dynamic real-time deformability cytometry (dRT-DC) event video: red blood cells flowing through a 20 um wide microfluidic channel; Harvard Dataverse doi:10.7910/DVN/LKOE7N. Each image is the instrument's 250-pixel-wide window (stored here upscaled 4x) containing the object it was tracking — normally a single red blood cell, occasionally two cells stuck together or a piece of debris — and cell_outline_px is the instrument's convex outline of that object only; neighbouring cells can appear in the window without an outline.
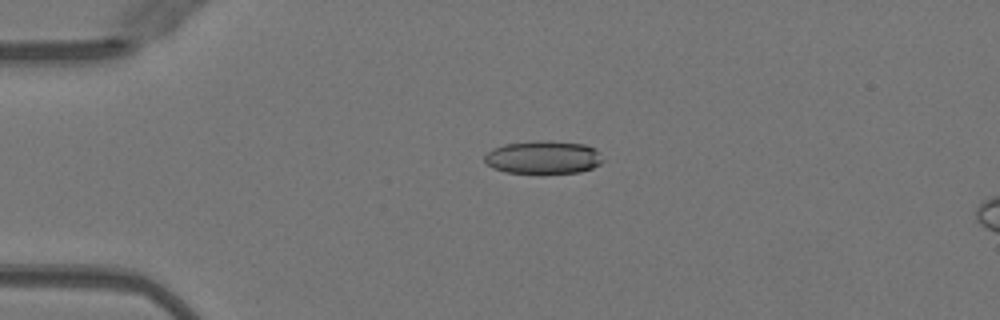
{"species": "Egyptian fruit bat (a non-hibernating species)", "species_latin": "Rousettus aegyptiacus", "temperature_condition": "warm", "stored_images_in_passage": 16, "camera_frame_rate_fps": 3000, "um_per_image_px": 0.085, "animal": {"sex": "female"}, "frame": {"image": 1, "passage_image": 12, "time_ms": 3.667, "image_size_px": [1000, 320], "cell_outline_px": [[604, 160], [600, 164], [592, 168], [580, 172], [540, 176], [504, 172], [492, 168], [484, 160], [484, 156], [492, 148], [504, 144], [536, 140], [548, 140], [584, 144], [596, 148], [600, 152]], "centroid_in_image_um": [46.19, 13.41], "position_along_channel_um": 38.8, "area_um2": 23.93}}